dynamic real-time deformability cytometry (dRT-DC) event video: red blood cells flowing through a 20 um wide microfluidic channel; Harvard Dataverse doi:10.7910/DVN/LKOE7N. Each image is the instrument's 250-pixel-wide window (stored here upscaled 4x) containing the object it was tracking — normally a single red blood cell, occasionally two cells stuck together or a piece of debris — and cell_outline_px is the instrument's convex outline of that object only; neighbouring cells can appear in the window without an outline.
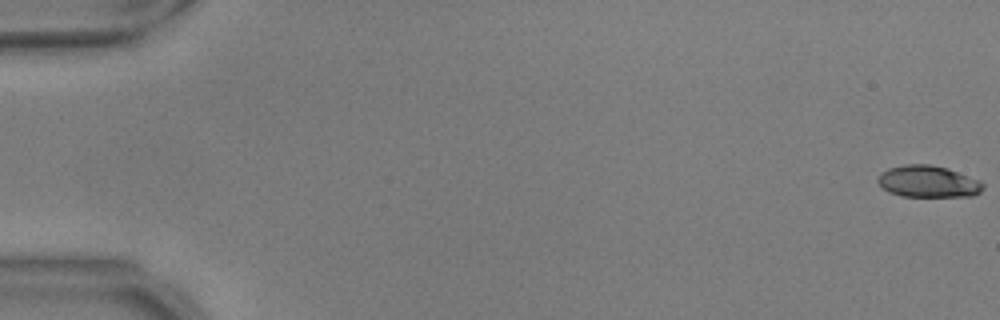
{"species": "common noctule bat (a hibernating species)", "species_latin": "Nyctalus noctula", "temperature_condition": "warm", "stored_images_in_passage": 54, "camera_frame_rate_fps": 3000, "um_per_image_px": 0.085, "animal": {"sex": "male", "body_mass_g": 17.9, "forearm_length_mm": 54.2}, "frame": {"image": 1, "passage_image": 1, "time_ms": 0.0, "image_size_px": [1000, 320], "cell_outline_px": [[984, 188], [980, 192], [972, 196], [900, 196], [888, 192], [876, 180], [880, 172], [888, 168], [904, 164], [928, 164], [948, 168], [980, 180], [984, 184]], "centroid_in_image_um": [78.88, 15.42], "position_along_channel_um": 6.1, "area_um2": 19.59}}
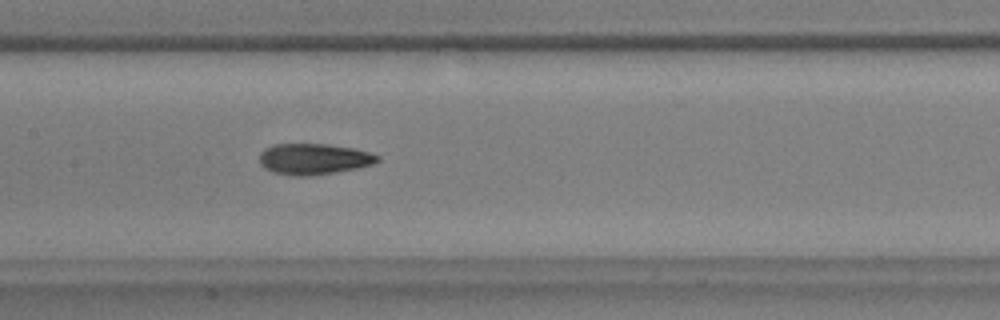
{"frame": {"image": 2, "passage_image": 28, "time_ms": 9.0, "image_size_px": [1000, 320], "cell_outline_px": [[380, 160], [372, 164], [356, 168], [308, 176], [292, 176], [272, 172], [264, 168], [260, 164], [260, 152], [264, 148], [272, 144], [328, 144], [352, 148], [368, 152], [380, 156]], "centroid_in_image_um": [26.62, 13.51], "position_along_channel_um": 180.8, "area_um2": 21.27}}
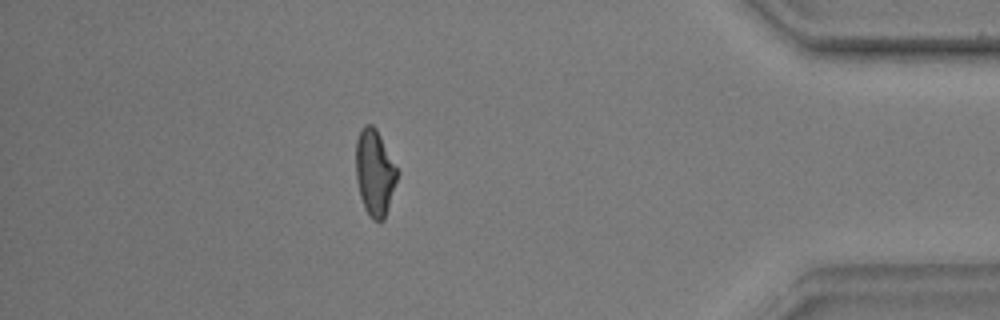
{"frame": {"image": 3, "passage_image": 49, "time_ms": 16.0, "image_size_px": [1000, 320], "cell_outline_px": [[400, 172], [384, 220], [380, 224], [372, 220], [364, 208], [360, 196], [356, 180], [356, 140], [364, 124], [372, 124], [376, 128]], "centroid_in_image_um": [31.86, 14.71], "position_along_channel_um": 403.3, "area_um2": 21.1}}